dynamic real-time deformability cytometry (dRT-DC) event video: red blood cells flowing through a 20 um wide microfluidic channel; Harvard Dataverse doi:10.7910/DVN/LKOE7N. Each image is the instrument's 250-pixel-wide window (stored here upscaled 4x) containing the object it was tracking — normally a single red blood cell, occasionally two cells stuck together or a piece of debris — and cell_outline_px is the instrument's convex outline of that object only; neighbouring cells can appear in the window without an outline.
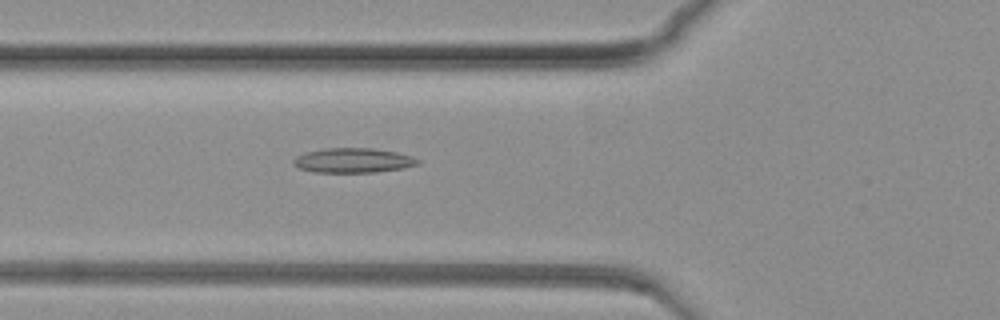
{"species": "common noctule bat (a hibernating species)", "species_latin": "Nyctalus noctula", "temperature_condition": "warm", "stored_images_in_passage": 45, "camera_frame_rate_fps": 3000, "um_per_image_px": 0.085, "animal": {"sex": "female", "body_mass_g": 19.3, "forearm_length_mm": 54.1}, "frame": {"image": 1, "passage_image": 22, "time_ms": 7.0, "image_size_px": [1000, 320], "cell_outline_px": [[420, 164], [400, 168], [376, 172], [312, 172], [296, 168], [292, 164], [292, 160], [296, 156], [308, 152], [324, 148], [372, 148], [396, 152], [412, 156], [420, 160]], "centroid_in_image_um": [29.97, 13.64], "position_along_channel_um": 95.8, "area_um2": 17.92}}
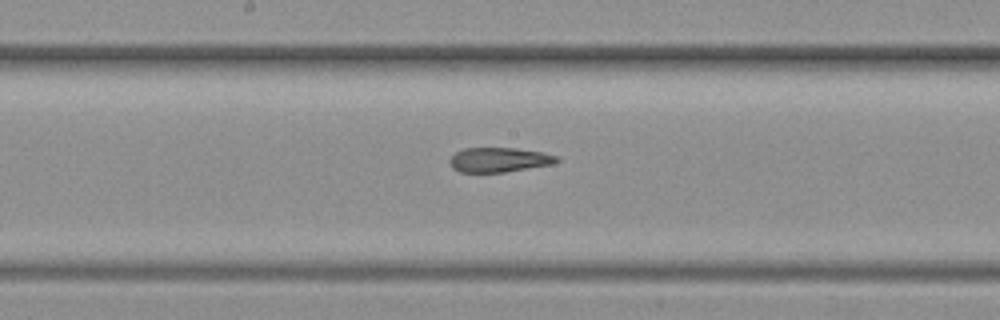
{"frame": {"image": 2, "passage_image": 35, "time_ms": 11.333, "image_size_px": [1000, 320], "cell_outline_px": [[560, 160], [552, 164], [504, 172], [460, 172], [452, 168], [448, 160], [456, 152], [464, 148], [516, 148], [544, 152], [556, 156]], "centroid_in_image_um": [42.4, 13.58], "position_along_channel_um": 205.8, "area_um2": 15.32}}
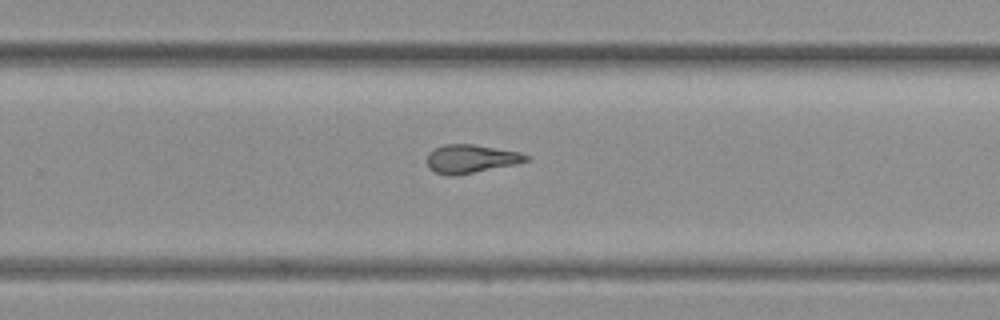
{"frame": {"image": 3, "passage_image": 45, "time_ms": 14.667, "image_size_px": [1000, 320], "cell_outline_px": [[528, 160], [516, 164], [456, 176], [448, 176], [436, 172], [428, 168], [428, 152], [444, 144], [472, 144], [520, 152], [528, 156]], "centroid_in_image_um": [40.01, 13.51], "position_along_channel_um": 289.8, "area_um2": 16.36}}